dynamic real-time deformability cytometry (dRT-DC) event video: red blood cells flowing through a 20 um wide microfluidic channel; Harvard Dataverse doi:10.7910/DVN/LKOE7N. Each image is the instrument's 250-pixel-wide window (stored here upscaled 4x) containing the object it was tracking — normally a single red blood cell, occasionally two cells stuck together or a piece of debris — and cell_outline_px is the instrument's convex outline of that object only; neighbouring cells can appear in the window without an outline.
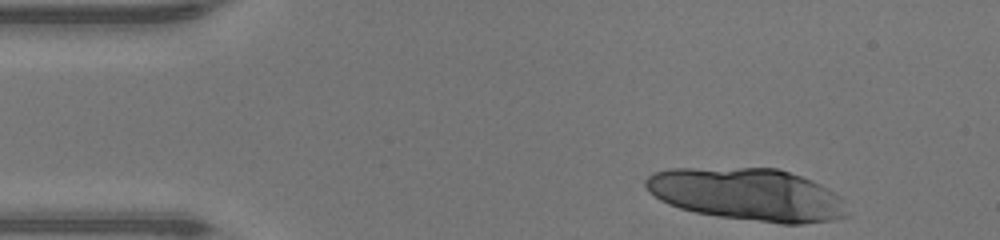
{"species": "human", "species_latin": "Homo sapiens", "temperature_condition": "warm", "stored_images_in_passage": 14, "camera_frame_rate_fps": 3000, "um_per_image_px": 0.085, "donor": {"sex": "male"}, "frame": {"image": 1, "passage_image": 1, "time_ms": 0.0, "image_size_px": [1000, 240], "cell_outline_px": [[848, 216], [832, 220], [800, 224], [780, 224], [720, 216], [696, 212], [680, 208], [668, 204], [660, 200], [644, 184], [644, 180], [652, 172], [668, 168], [776, 168], [812, 180], [828, 188], [840, 196]], "centroid_in_image_um": [63.52, 16.52], "position_along_channel_um": 21.5, "area_um2": 61.38}}
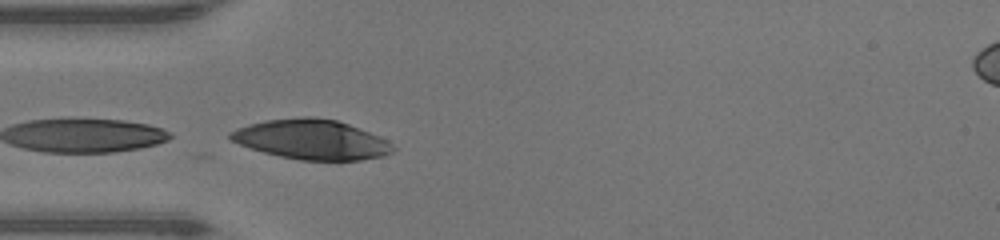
{"frame": {"image": 2, "passage_image": 10, "time_ms": 3.0, "image_size_px": [1000, 240], "cell_outline_px": [[396, 148], [392, 152], [384, 156], [360, 160], [300, 160], [280, 156], [264, 152], [240, 144], [232, 140], [228, 136], [236, 128], [248, 124], [264, 120], [300, 116], [316, 116], [336, 120], [348, 124], [368, 132], [384, 140]], "centroid_in_image_um": [26.46, 11.84], "position_along_channel_um": 58.5, "area_um2": 37.4}}